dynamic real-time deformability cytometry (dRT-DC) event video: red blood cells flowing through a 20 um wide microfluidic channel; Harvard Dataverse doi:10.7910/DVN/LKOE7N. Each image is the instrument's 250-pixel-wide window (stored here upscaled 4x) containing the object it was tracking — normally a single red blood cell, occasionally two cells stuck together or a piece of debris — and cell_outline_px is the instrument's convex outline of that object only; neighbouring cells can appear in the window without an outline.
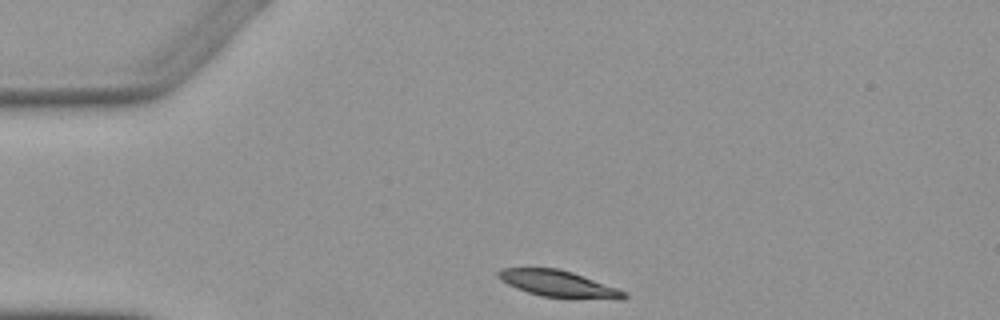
{"species": "Egyptian fruit bat (a non-hibernating species)", "species_latin": "Rousettus aegyptiacus", "temperature_condition": "warm", "stored_images_in_passage": 3, "camera_frame_rate_fps": 3000, "um_per_image_px": 0.085, "animal": {"sex": "female"}, "frame": {"image": 1, "passage_image": 1, "time_ms": 0.0, "image_size_px": [1000, 320], "cell_outline_px": [[628, 296], [624, 300], [616, 300], [540, 296], [516, 288], [500, 280], [496, 276], [496, 272], [500, 268], [556, 268], [572, 272], [628, 292]], "centroid_in_image_um": [47.48, 24.13], "position_along_channel_um": 37.5, "area_um2": 19.54}}
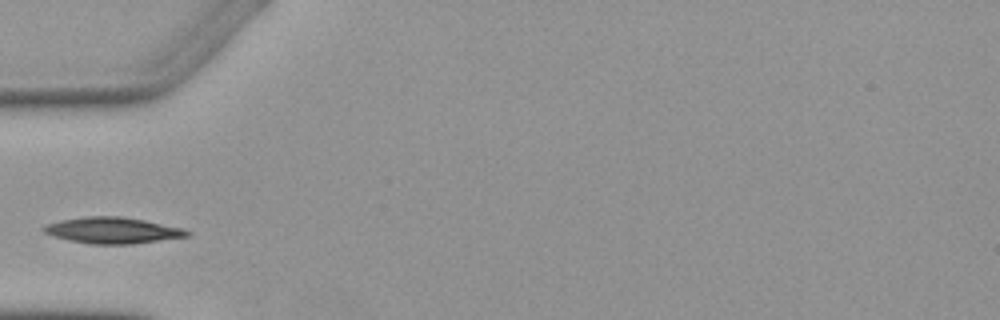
{"frame": {"image": 2, "passage_image": 2, "time_ms": 2.0, "image_size_px": [1000, 320], "cell_outline_px": [[192, 232], [188, 236], [132, 244], [88, 244], [68, 240], [52, 236], [44, 232], [40, 228], [48, 224], [60, 220], [84, 216], [120, 216], [144, 220], [180, 228]], "centroid_in_image_um": [9.51, 19.58], "position_along_channel_um": 75.5, "area_um2": 21.79}}